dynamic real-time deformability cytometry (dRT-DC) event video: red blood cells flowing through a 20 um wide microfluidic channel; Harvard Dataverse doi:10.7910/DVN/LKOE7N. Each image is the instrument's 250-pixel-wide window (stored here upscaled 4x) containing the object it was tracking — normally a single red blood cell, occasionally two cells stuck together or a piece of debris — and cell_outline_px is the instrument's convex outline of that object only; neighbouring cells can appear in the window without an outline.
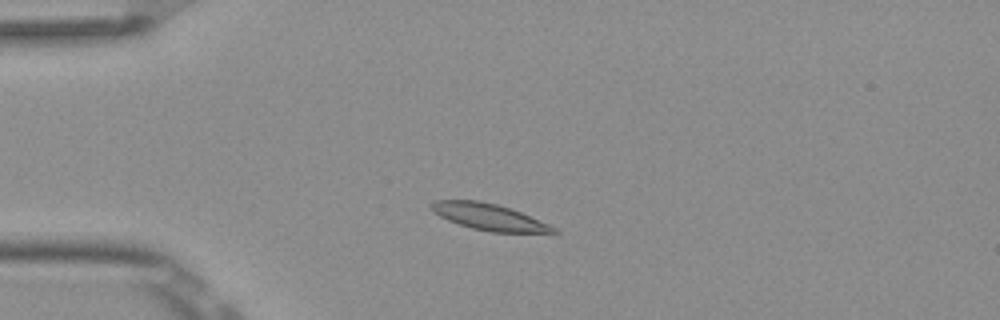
{"species": "Egyptian fruit bat (a non-hibernating species)", "species_latin": "Rousettus aegyptiacus", "temperature_condition": "room temperature", "stored_images_in_passage": 8, "camera_frame_rate_fps": 3000, "um_per_image_px": 0.085, "frame": {"image": 1, "passage_image": 3, "time_ms": 0.667, "image_size_px": [1000, 320], "cell_outline_px": [[560, 232], [552, 236], [492, 232], [472, 228], [448, 220], [440, 216], [432, 208], [432, 204], [436, 200], [480, 200], [496, 204], [520, 212], [548, 224], [556, 228]], "centroid_in_image_um": [41.77, 18.5], "position_along_channel_um": 43.2, "area_um2": 19.25}}
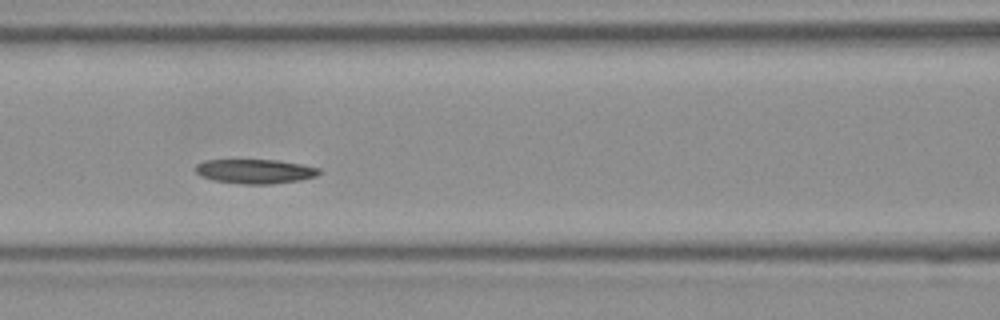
{"frame": {"image": 2, "passage_image": 6, "time_ms": 1.667, "image_size_px": [1000, 320], "cell_outline_px": [[320, 172], [316, 176], [300, 180], [272, 184], [244, 184], [212, 180], [200, 176], [192, 168], [196, 164], [204, 160], [280, 160], [320, 168]], "centroid_in_image_um": [21.63, 14.56], "position_along_channel_um": 145.0, "area_um2": 17.69}}
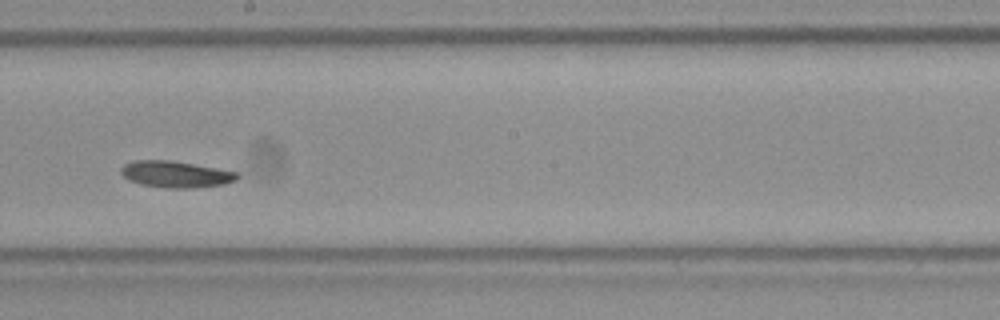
{"frame": {"image": 3, "passage_image": 8, "time_ms": 2.333, "image_size_px": [1000, 320], "cell_outline_px": [[240, 176], [236, 180], [224, 184], [192, 188], [168, 188], [140, 184], [128, 180], [120, 172], [120, 168], [124, 164], [132, 160], [172, 160], [240, 172]], "centroid_in_image_um": [14.94, 14.8], "position_along_channel_um": 233.3, "area_um2": 18.15}}